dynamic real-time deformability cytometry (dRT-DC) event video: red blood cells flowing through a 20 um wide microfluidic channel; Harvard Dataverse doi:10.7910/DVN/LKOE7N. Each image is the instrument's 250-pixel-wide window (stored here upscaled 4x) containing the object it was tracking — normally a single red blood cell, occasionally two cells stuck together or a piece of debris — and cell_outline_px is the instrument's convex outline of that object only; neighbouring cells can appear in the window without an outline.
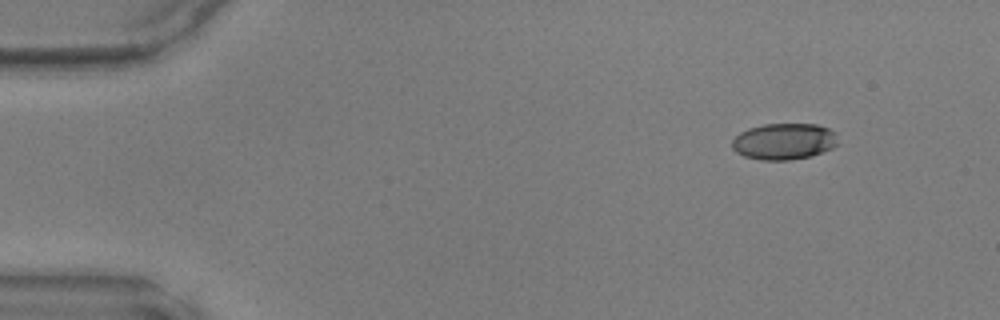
{"species": "common noctule bat (a hibernating species)", "species_latin": "Nyctalus noctula", "temperature_condition": "warm", "stored_images_in_passage": 43, "camera_frame_rate_fps": 3000, "um_per_image_px": 0.085, "animal": {"sex": "male", "body_mass_g": 17.9, "forearm_length_mm": 54.2}, "frame": {"image": 1, "passage_image": 1, "time_ms": 0.0, "image_size_px": [1000, 320], "cell_outline_px": [[840, 144], [832, 148], [808, 156], [788, 160], [760, 160], [744, 156], [736, 152], [732, 148], [732, 140], [740, 132], [748, 128], [764, 124], [816, 124], [828, 128], [836, 132]], "centroid_in_image_um": [66.65, 12.01], "position_along_channel_um": 18.3, "area_um2": 22.54}}
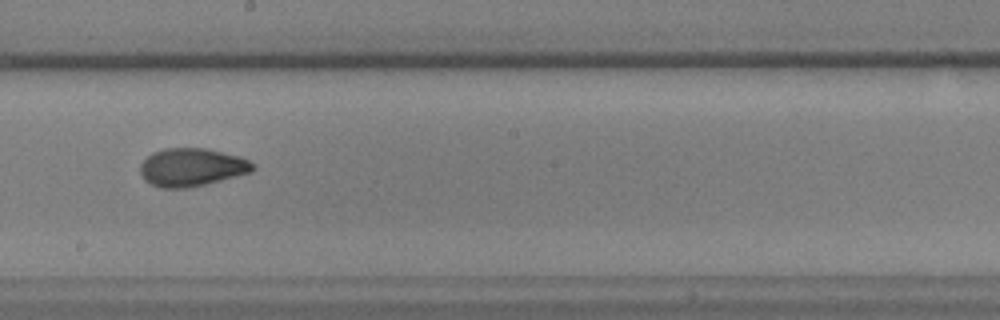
{"frame": {"image": 2, "passage_image": 23, "time_ms": 7.333, "image_size_px": [1000, 320], "cell_outline_px": [[256, 168], [252, 172], [188, 188], [160, 188], [144, 180], [140, 172], [140, 164], [152, 152], [164, 148], [204, 148], [240, 156], [256, 164]], "centroid_in_image_um": [16.3, 14.21], "position_along_channel_um": 231.9, "area_um2": 25.03}}
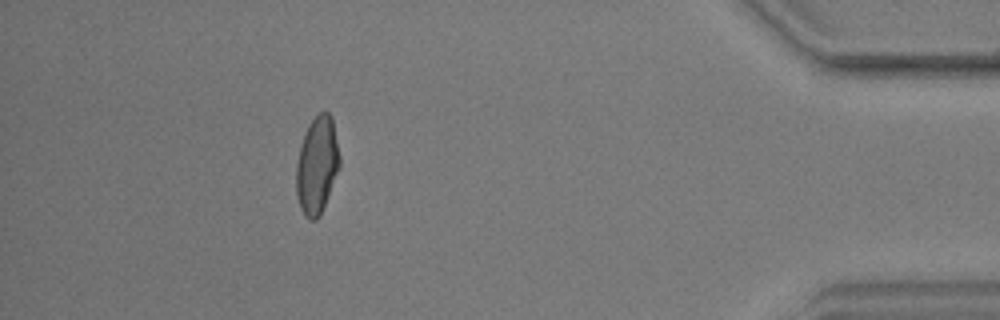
{"frame": {"image": 3, "passage_image": 39, "time_ms": 12.667, "image_size_px": [1000, 320], "cell_outline_px": [[340, 168], [320, 216], [316, 220], [312, 220], [304, 216], [300, 208], [296, 196], [296, 164], [300, 144], [304, 132], [308, 124], [320, 112], [328, 112], [332, 116], [340, 156]], "centroid_in_image_um": [26.94, 14.05], "position_along_channel_um": 408.3, "area_um2": 24.97}}